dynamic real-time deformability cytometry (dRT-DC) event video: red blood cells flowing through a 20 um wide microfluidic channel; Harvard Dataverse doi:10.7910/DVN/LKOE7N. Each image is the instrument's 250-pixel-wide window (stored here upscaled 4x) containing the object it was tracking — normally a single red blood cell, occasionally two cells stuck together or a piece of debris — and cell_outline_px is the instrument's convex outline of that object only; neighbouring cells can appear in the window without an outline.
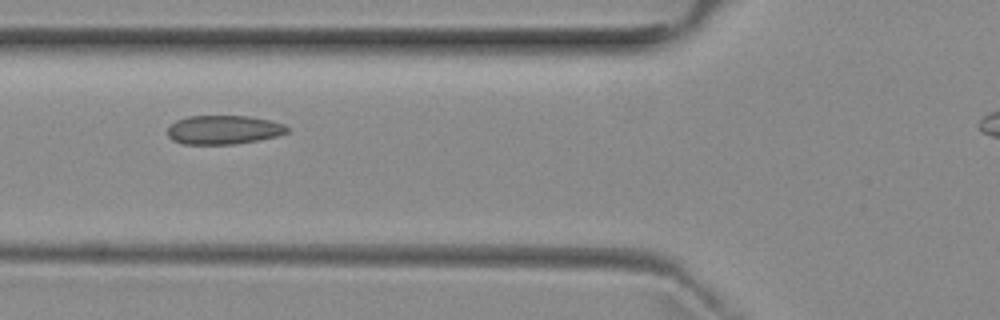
{"species": "common noctule bat (a hibernating species)", "species_latin": "Nyctalus noctula", "temperature_condition": "room temperature", "stored_images_in_passage": 5, "camera_frame_rate_fps": 3000, "um_per_image_px": 0.085, "animal": {"sex": "female", "body_mass_g": 29.2, "forearm_length_mm": 56.3}, "frame": {"image": 1, "passage_image": 3, "time_ms": 2.333, "image_size_px": [1000, 320], "cell_outline_px": [[288, 132], [276, 136], [256, 140], [232, 144], [184, 144], [172, 140], [168, 136], [168, 128], [176, 120], [188, 116], [248, 116], [272, 120], [284, 124], [288, 128]], "centroid_in_image_um": [19.0, 11.02], "position_along_channel_um": 106.8, "area_um2": 20.06}}
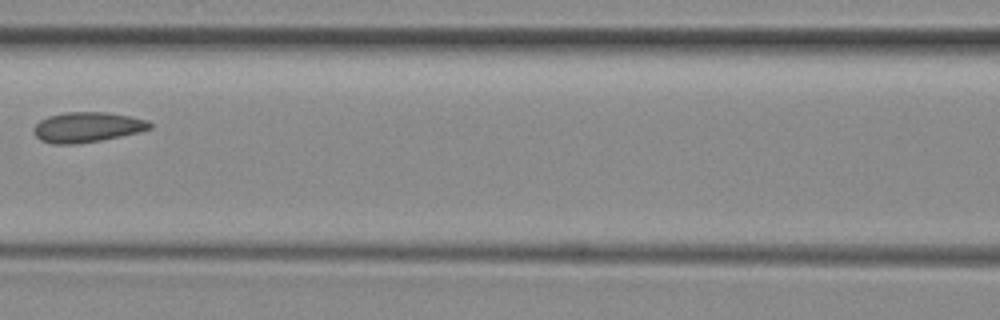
{"frame": {"image": 2, "passage_image": 4, "time_ms": 3.667, "image_size_px": [1000, 320], "cell_outline_px": [[152, 128], [120, 136], [100, 140], [76, 144], [52, 144], [40, 140], [32, 132], [36, 124], [40, 120], [48, 116], [64, 112], [104, 112], [128, 116], [148, 120], [152, 124]], "centroid_in_image_um": [7.37, 10.81], "position_along_channel_um": 159.2, "area_um2": 20.29}}
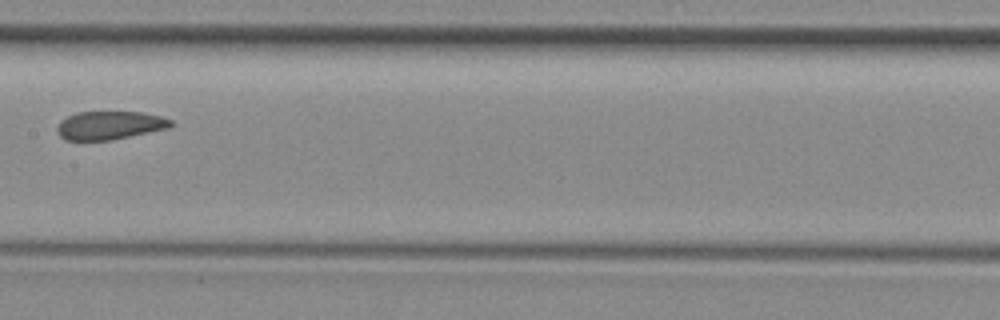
{"frame": {"image": 3, "passage_image": 5, "time_ms": 4.667, "image_size_px": [1000, 320], "cell_outline_px": [[172, 124], [168, 128], [112, 140], [64, 140], [60, 136], [56, 128], [60, 120], [76, 112], [140, 112], [160, 116], [172, 120]], "centroid_in_image_um": [9.29, 10.65], "position_along_channel_um": 198.1, "area_um2": 18.73}}